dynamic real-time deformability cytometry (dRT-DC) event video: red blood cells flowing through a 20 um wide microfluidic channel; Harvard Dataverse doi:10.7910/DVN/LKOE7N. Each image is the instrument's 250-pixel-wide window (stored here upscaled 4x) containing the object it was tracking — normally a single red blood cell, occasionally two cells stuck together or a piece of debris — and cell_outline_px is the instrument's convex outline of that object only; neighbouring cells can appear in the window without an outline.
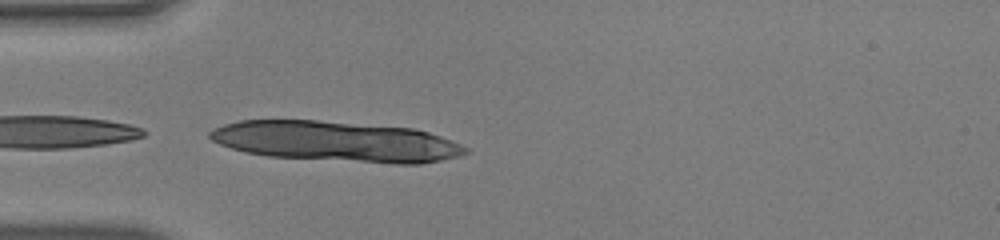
{"species": "human", "species_latin": "Homo sapiens", "temperature_condition": "warm", "stored_images_in_passage": 14, "camera_frame_rate_fps": 3000, "um_per_image_px": 0.085, "donor": {"sex": "male"}, "frame": {"image": 1, "passage_image": 14, "time_ms": 4.333, "image_size_px": [1000, 240], "cell_outline_px": [[468, 152], [460, 156], [420, 164], [396, 164], [268, 156], [244, 152], [220, 144], [212, 140], [208, 136], [208, 132], [212, 128], [224, 124], [240, 120], [316, 120], [412, 128], [428, 132], [440, 136], [460, 144], [468, 148]], "centroid_in_image_um": [28.55, 12.02], "position_along_channel_um": 56.4, "area_um2": 60.11}}